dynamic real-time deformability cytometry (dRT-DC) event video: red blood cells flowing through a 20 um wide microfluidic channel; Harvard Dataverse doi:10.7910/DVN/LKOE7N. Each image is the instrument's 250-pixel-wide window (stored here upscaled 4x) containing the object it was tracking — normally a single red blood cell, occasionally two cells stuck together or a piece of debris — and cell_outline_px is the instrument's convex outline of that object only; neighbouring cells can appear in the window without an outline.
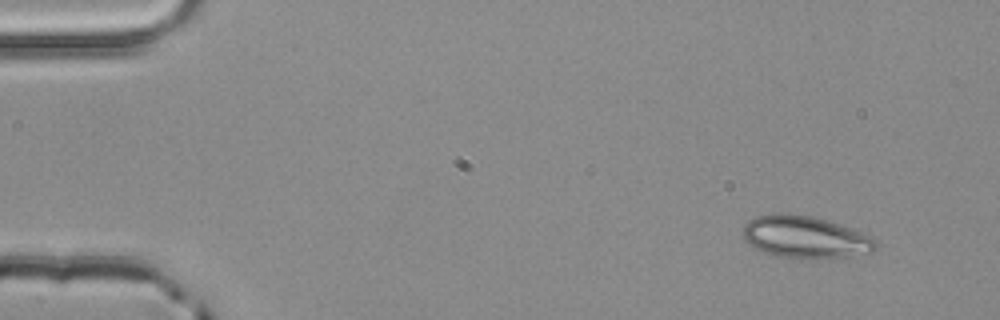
{"species": "common noctule bat (a hibernating species)", "species_latin": "Nyctalus noctula", "temperature_condition": "room temperature", "stored_images_in_passage": 2, "camera_frame_rate_fps": 3000, "um_per_image_px": 0.085, "animal": {"sex": "male", "body_mass_g": 20.4}, "frame": {"image": 1, "passage_image": 1, "time_ms": 0.0, "image_size_px": [1000, 320], "cell_outline_px": [[876, 248], [872, 252], [848, 256], [776, 256], [764, 252], [748, 244], [744, 240], [744, 224], [748, 220], [756, 216], [772, 212], [788, 212], [812, 216], [828, 220], [840, 224], [872, 236], [876, 240]], "centroid_in_image_um": [68.4, 20.09], "position_along_channel_um": 16.6, "area_um2": 32.25}}